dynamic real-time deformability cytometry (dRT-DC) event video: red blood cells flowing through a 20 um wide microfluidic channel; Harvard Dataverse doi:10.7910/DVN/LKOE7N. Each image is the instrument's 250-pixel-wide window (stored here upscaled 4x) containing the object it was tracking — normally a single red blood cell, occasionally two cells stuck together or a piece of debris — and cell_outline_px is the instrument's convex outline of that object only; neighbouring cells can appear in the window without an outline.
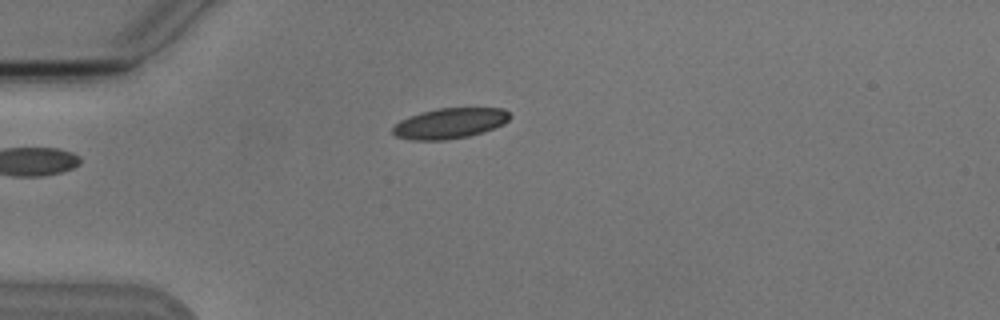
{"species": "Egyptian fruit bat (a non-hibernating species)", "species_latin": "Rousettus aegyptiacus", "temperature_condition": "cold", "stored_images_in_passage": 8, "camera_frame_rate_fps": 3000, "um_per_image_px": 0.085, "animal": {"sex": "male"}, "frame": {"image": 1, "passage_image": 3, "time_ms": 3.667, "image_size_px": [1000, 320], "cell_outline_px": [[512, 116], [504, 124], [484, 132], [468, 136], [444, 140], [412, 140], [396, 136], [392, 132], [392, 128], [400, 120], [420, 112], [436, 108], [504, 108]], "centroid_in_image_um": [38.25, 10.47], "position_along_channel_um": 46.8, "area_um2": 20.87}}
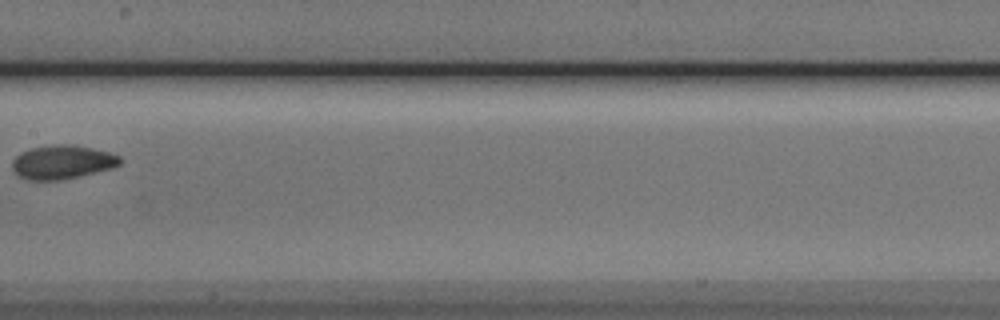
{"frame": {"image": 2, "passage_image": 7, "time_ms": 8.333, "image_size_px": [1000, 320], "cell_outline_px": [[124, 160], [120, 164], [112, 168], [60, 180], [28, 180], [20, 176], [12, 168], [12, 160], [20, 152], [32, 148], [56, 144], [72, 144], [92, 148], [108, 152], [120, 156]], "centroid_in_image_um": [5.3, 13.77], "position_along_channel_um": 202.1, "area_um2": 21.15}}
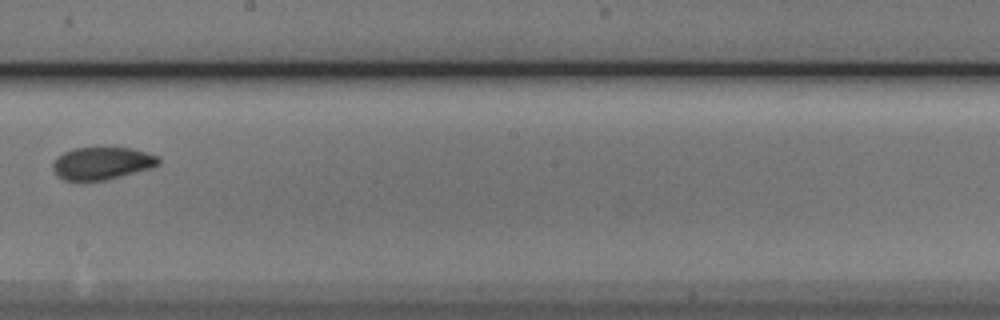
{"frame": {"image": 3, "passage_image": 8, "time_ms": 9.333, "image_size_px": [1000, 320], "cell_outline_px": [[160, 164], [152, 168], [104, 180], [64, 180], [56, 176], [52, 168], [52, 164], [56, 156], [72, 148], [132, 148], [148, 152], [160, 156]], "centroid_in_image_um": [8.67, 13.87], "position_along_channel_um": 239.5, "area_um2": 20.17}}